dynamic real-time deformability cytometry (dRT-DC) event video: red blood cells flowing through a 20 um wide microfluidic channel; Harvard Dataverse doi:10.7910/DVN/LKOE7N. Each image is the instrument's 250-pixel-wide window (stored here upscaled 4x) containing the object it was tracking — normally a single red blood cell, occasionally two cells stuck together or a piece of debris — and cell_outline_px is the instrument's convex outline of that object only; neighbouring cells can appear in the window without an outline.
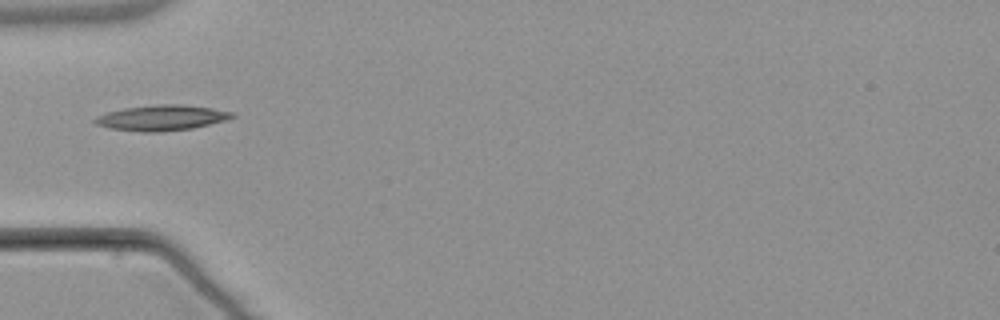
{"species": "common noctule bat (a hibernating species)", "species_latin": "Nyctalus noctula", "temperature_condition": "warm", "stored_images_in_passage": 1, "camera_frame_rate_fps": 3000, "um_per_image_px": 0.085, "animal": {"sex": "male", "body_mass_g": 21.5, "forearm_length_mm": 52.0}, "frame": {"image": 1, "passage_image": 1, "time_ms": 0.0, "image_size_px": [1000, 320], "cell_outline_px": [[236, 116], [228, 120], [192, 128], [160, 132], [144, 132], [112, 128], [96, 124], [92, 120], [96, 116], [108, 112], [124, 108], [156, 104], [180, 104], [212, 108], [232, 112]], "centroid_in_image_um": [13.76, 10.01], "position_along_channel_um": 71.2, "area_um2": 20.29}}